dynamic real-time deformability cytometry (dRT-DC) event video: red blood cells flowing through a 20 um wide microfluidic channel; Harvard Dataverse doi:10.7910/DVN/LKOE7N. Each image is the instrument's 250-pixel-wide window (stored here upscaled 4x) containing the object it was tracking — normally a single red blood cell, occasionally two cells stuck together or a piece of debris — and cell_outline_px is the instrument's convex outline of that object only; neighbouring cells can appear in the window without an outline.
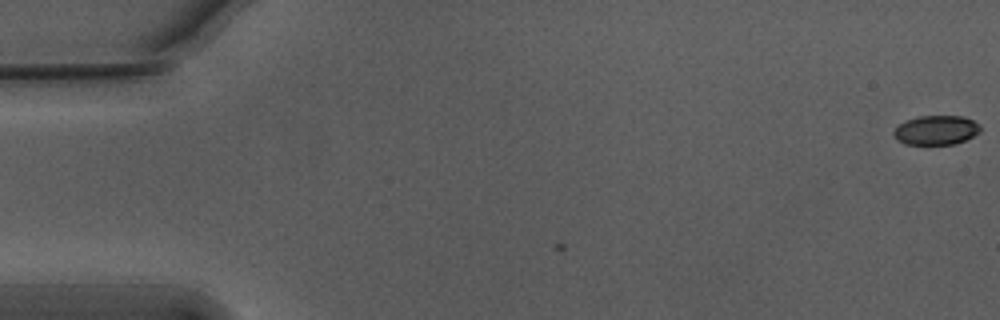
{"species": "Egyptian fruit bat (a non-hibernating species)", "species_latin": "Rousettus aegyptiacus", "temperature_condition": "warm", "stored_images_in_passage": 3, "camera_frame_rate_fps": 3000, "um_per_image_px": 0.085, "animal": {"sex": "male"}, "frame": {"image": 1, "passage_image": 3, "time_ms": 0.667, "image_size_px": [1000, 320], "cell_outline_px": [[980, 132], [964, 140], [952, 144], [904, 144], [896, 140], [892, 136], [892, 132], [900, 124], [908, 120], [920, 116], [964, 116], [980, 124]], "centroid_in_image_um": [79.55, 11.06], "position_along_channel_um": 5.4, "area_um2": 14.74}}